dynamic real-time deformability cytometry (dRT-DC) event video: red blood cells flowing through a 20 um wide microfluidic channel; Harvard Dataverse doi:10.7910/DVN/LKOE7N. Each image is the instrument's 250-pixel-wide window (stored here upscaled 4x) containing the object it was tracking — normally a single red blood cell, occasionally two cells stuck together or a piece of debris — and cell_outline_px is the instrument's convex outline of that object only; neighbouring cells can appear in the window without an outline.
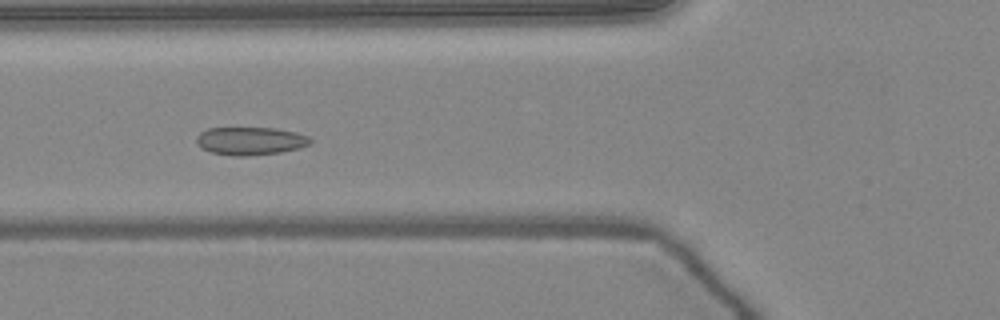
{"species": "common noctule bat (a hibernating species)", "species_latin": "Nyctalus noctula", "temperature_condition": "warm", "stored_images_in_passage": 51, "camera_frame_rate_fps": 3000, "um_per_image_px": 0.085, "animal": {"sex": "female", "body_mass_g": 24.6, "forearm_length_mm": 56.2}, "frame": {"image": 1, "passage_image": 19, "time_ms": 6.0, "image_size_px": [1000, 320], "cell_outline_px": [[312, 144], [300, 148], [280, 152], [248, 156], [232, 156], [212, 152], [204, 148], [196, 140], [196, 136], [200, 132], [208, 128], [276, 128], [296, 132], [308, 136], [312, 140]], "centroid_in_image_um": [21.33, 11.98], "position_along_channel_um": 104.5, "area_um2": 18.55}}
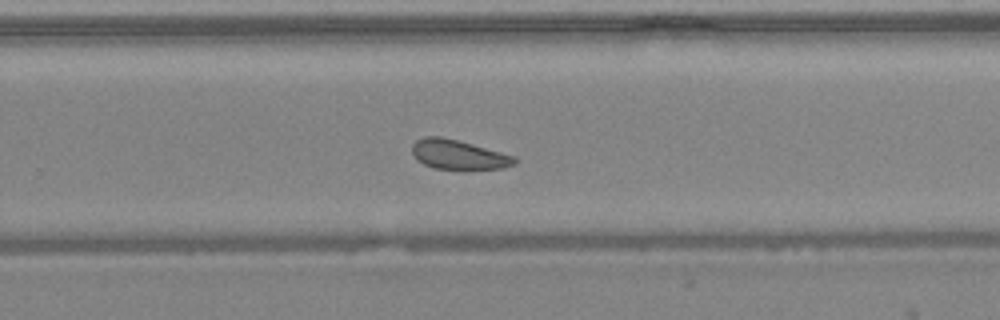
{"frame": {"image": 2, "passage_image": 33, "time_ms": 10.667, "image_size_px": [1000, 320], "cell_outline_px": [[516, 164], [504, 168], [436, 168], [424, 164], [416, 160], [412, 152], [412, 144], [416, 140], [424, 136], [440, 136], [472, 144], [516, 156]], "centroid_in_image_um": [38.95, 13.12], "position_along_channel_um": 290.9, "area_um2": 17.34}}
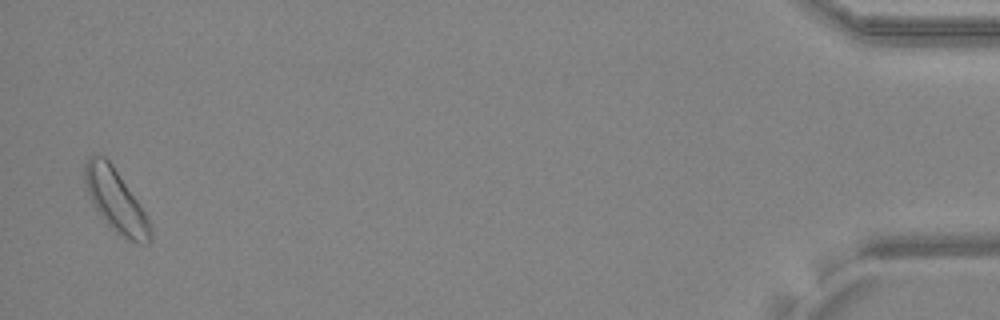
{"frame": {"image": 3, "passage_image": 50, "time_ms": 16.333, "image_size_px": [1000, 320], "cell_outline_px": [[152, 240], [148, 244], [140, 244], [116, 232], [100, 216], [88, 192], [84, 180], [84, 164], [88, 156], [104, 156], [112, 164], [144, 212], [148, 220], [152, 232]], "centroid_in_image_um": [9.83, 17.05], "position_along_channel_um": 425.4, "area_um2": 23.18}, "authors_computed_cell_mechanics": {"area_um2": 19.1318, "velocity_mm_per_s": 4.0064, "shape_relaxation_time_tau1_ms": 3.3108, "shape_relaxation_time_tau2_ms": null, "deformation_change_tau1": 0.0436, "deformation_change_tau2": null}}